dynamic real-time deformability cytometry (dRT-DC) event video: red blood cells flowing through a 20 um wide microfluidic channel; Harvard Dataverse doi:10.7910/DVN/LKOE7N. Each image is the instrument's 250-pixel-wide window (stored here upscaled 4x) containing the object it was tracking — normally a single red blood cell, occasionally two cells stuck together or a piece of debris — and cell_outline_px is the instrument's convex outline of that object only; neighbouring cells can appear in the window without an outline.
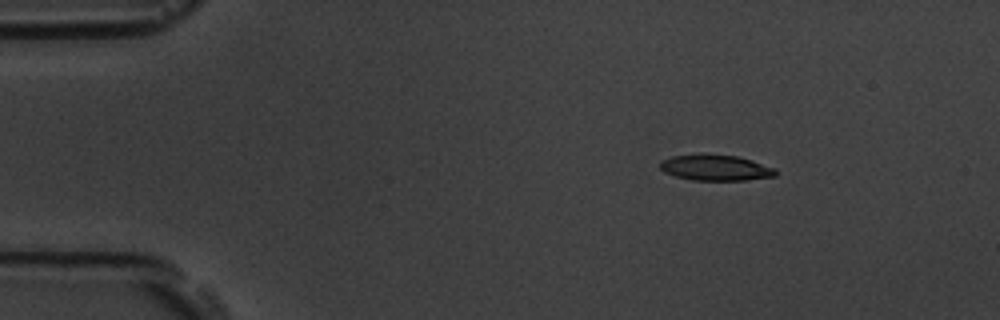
{"species": "common noctule bat (a hibernating species)", "species_latin": "Nyctalus noctula", "temperature_condition": "room temperature", "stored_images_in_passage": 47, "camera_frame_rate_fps": 3000, "um_per_image_px": 0.085, "animal": {"sex": "male", "body_mass_g": 19.5, "forearm_length_mm": 54.6}, "frame": {"image": 1, "passage_image": 1, "time_ms": 0.0, "image_size_px": [1000, 320], "cell_outline_px": [[776, 176], [744, 180], [692, 180], [676, 176], [664, 172], [660, 168], [660, 160], [672, 156], [700, 152], [704, 152], [736, 156], [752, 160], [776, 168]], "centroid_in_image_um": [60.79, 14.22], "position_along_channel_um": 24.2, "area_um2": 17.8}}
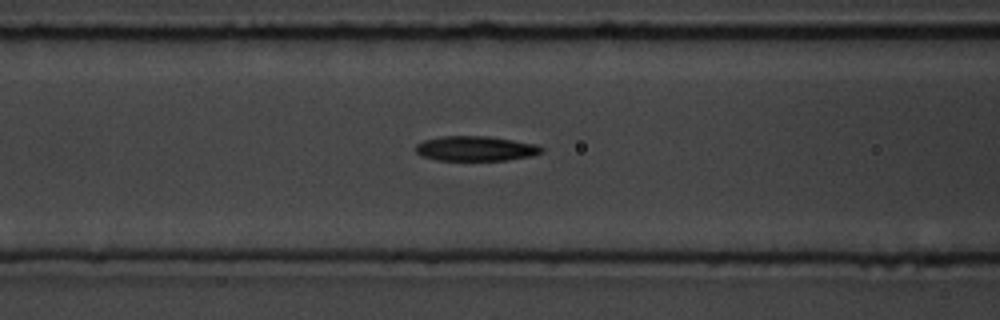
{"frame": {"image": 2, "passage_image": 15, "time_ms": 4.667, "image_size_px": [1000, 320], "cell_outline_px": [[544, 152], [532, 156], [508, 160], [436, 160], [420, 156], [416, 152], [416, 144], [424, 140], [444, 136], [488, 136], [536, 144], [544, 148]], "centroid_in_image_um": [40.44, 12.63], "position_along_channel_um": 126.2, "area_um2": 18.32}}
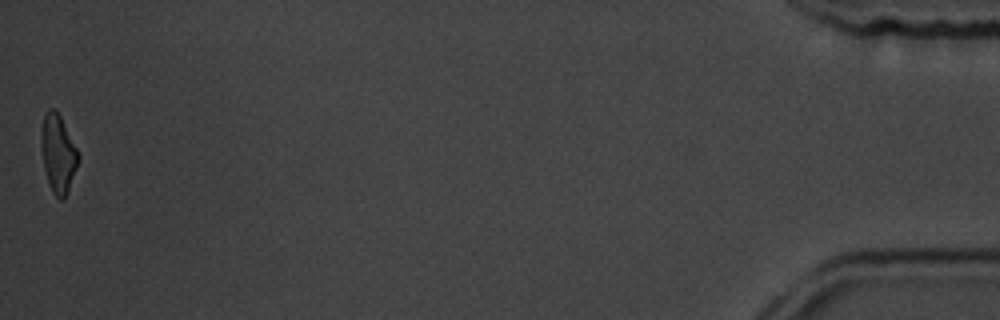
{"frame": {"image": 3, "passage_image": 47, "time_ms": 15.333, "image_size_px": [1000, 320], "cell_outline_px": [[80, 160], [68, 192], [64, 200], [60, 200], [52, 192], [44, 168], [40, 140], [40, 136], [44, 116], [48, 108], [56, 108], [80, 156]], "centroid_in_image_um": [4.94, 13.07], "position_along_channel_um": 430.3, "area_um2": 16.88}, "authors_computed_cell_mechanics": {"area_um2": 18.2648, "velocity_mm_per_s": 3.7689, "shape_relaxation_time_tau1_ms": 2.8476, "shape_relaxation_time_tau2_ms": 7.9396, "deformation_change_tau1": 0.1836, "deformation_change_tau2": 0.2043}}